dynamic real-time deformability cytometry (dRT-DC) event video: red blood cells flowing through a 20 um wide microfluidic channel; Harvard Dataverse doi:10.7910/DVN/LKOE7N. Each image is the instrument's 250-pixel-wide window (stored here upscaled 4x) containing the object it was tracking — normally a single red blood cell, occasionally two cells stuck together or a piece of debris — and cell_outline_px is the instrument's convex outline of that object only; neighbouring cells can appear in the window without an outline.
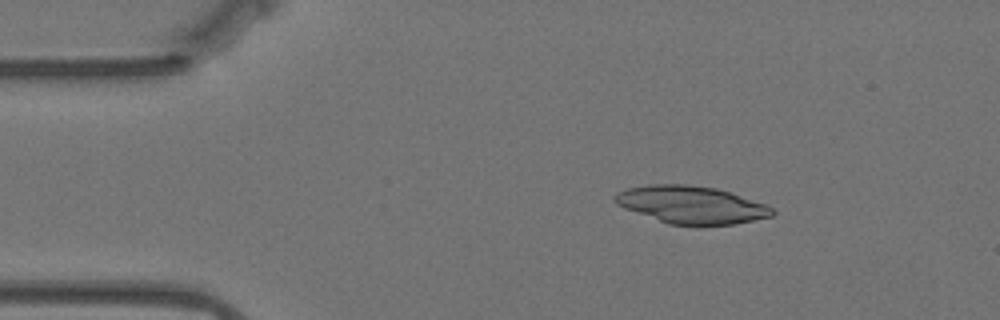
{"species": "Egyptian fruit bat (a non-hibernating species)", "species_latin": "Rousettus aegyptiacus", "temperature_condition": "warm", "stored_images_in_passage": 56, "camera_frame_rate_fps": 3000, "um_per_image_px": 0.085, "animal": {"sex": "female"}, "frame": {"image": 1, "passage_image": 8, "time_ms": 2.333, "image_size_px": [1000, 320], "cell_outline_px": [[776, 212], [772, 216], [732, 224], [700, 228], [668, 224], [624, 208], [616, 204], [612, 200], [612, 196], [616, 192], [628, 188], [648, 184], [688, 184], [716, 188], [732, 192], [764, 204], [772, 208]], "centroid_in_image_um": [58.73, 17.43], "position_along_channel_um": 26.3, "area_um2": 35.2}}